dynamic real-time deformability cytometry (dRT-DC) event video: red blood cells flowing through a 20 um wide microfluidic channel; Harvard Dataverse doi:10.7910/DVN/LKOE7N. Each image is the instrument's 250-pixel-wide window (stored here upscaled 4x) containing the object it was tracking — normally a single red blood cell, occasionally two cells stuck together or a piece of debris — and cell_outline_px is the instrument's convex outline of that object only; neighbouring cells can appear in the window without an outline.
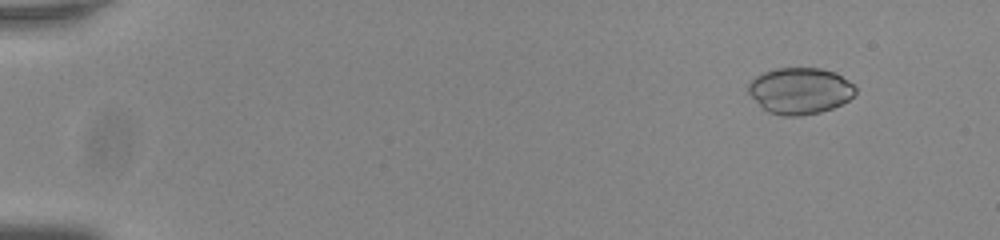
{"species": "common noctule bat (a hibernating species)", "species_latin": "Nyctalus noctula", "temperature_condition": "room temperature", "stored_images_in_passage": 52, "camera_frame_rate_fps": 3000, "um_per_image_px": 0.085, "animal": {"sex": "male", "body_mass_g": 20.0, "forearm_length_mm": 53.3}, "frame": {"image": 1, "passage_image": 2, "time_ms": 0.333, "image_size_px": [1000, 240], "cell_outline_px": [[856, 92], [848, 100], [832, 108], [820, 112], [800, 116], [784, 116], [768, 112], [748, 92], [748, 84], [756, 76], [764, 72], [776, 68], [820, 68], [836, 72], [848, 80], [856, 88]], "centroid_in_image_um": [68.01, 7.71], "position_along_channel_um": 17.0, "area_um2": 28.78}}